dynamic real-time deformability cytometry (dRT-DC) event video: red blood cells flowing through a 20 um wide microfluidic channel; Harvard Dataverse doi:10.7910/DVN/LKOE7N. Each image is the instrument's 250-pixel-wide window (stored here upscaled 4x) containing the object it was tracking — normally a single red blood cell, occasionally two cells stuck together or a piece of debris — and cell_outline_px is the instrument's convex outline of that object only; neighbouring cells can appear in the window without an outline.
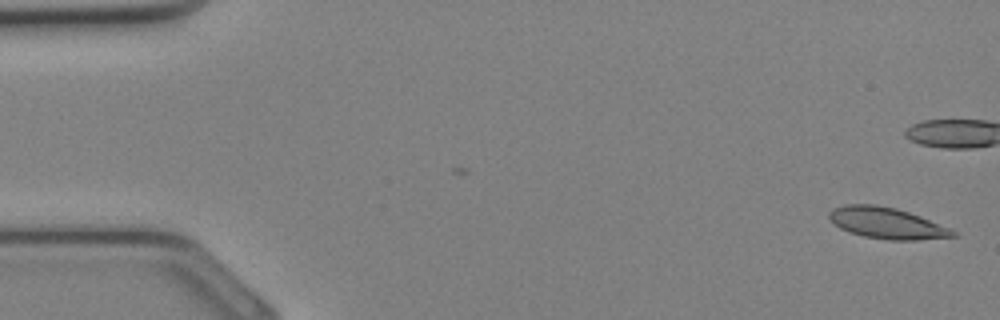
{"species": "Egyptian fruit bat (a non-hibernating species)", "species_latin": "Rousettus aegyptiacus", "temperature_condition": "cold", "stored_images_in_passage": 5, "camera_frame_rate_fps": 3000, "um_per_image_px": 0.085, "animal": {"sex": "female"}, "frame": {"image": 1, "passage_image": 5, "time_ms": 1.333, "image_size_px": [1000, 320], "cell_outline_px": [[956, 236], [916, 240], [888, 240], [864, 236], [848, 232], [840, 228], [828, 216], [828, 212], [832, 208], [844, 204], [876, 204], [896, 208], [920, 216], [948, 228], [956, 232]], "centroid_in_image_um": [75.33, 18.95], "position_along_channel_um": 9.7, "area_um2": 22.37}}